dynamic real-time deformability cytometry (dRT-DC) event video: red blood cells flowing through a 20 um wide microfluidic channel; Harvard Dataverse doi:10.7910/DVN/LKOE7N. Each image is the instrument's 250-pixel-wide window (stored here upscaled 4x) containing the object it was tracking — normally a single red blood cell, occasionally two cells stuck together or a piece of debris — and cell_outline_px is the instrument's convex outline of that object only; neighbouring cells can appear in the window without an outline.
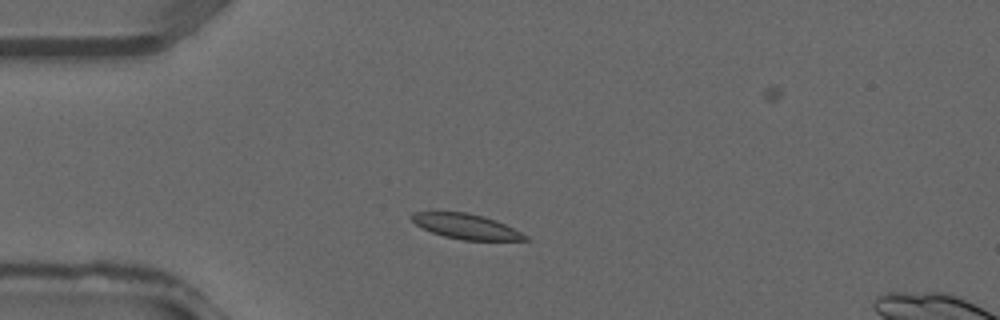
{"species": "common noctule bat (a hibernating species)", "species_latin": "Nyctalus noctula", "temperature_condition": "warm", "stored_images_in_passage": 10, "camera_frame_rate_fps": 3000, "um_per_image_px": 0.085, "animal": {"sex": "male", "forearm_length_mm": 52.5}, "frame": {"image": 1, "passage_image": 6, "time_ms": 1.667, "image_size_px": [1000, 320], "cell_outline_px": [[528, 240], [464, 240], [444, 236], [432, 232], [416, 224], [408, 216], [416, 212], [468, 212], [484, 216], [496, 220], [528, 236]], "centroid_in_image_um": [39.61, 19.24], "position_along_channel_um": 45.4, "area_um2": 16.36}}
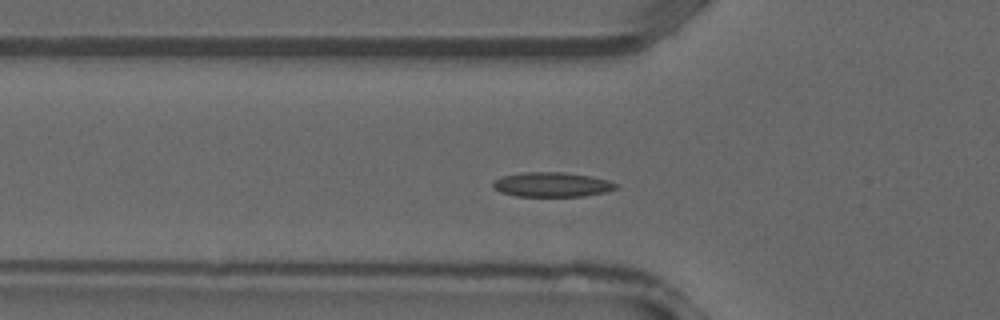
{"frame": {"image": 2, "passage_image": 9, "time_ms": 2.667, "image_size_px": [1000, 320], "cell_outline_px": [[620, 184], [616, 188], [604, 192], [584, 196], [516, 196], [500, 192], [492, 188], [492, 180], [504, 176], [524, 172], [564, 172], [592, 176], [608, 180]], "centroid_in_image_um": [46.9, 15.68], "position_along_channel_um": 78.9, "area_um2": 17.74}}